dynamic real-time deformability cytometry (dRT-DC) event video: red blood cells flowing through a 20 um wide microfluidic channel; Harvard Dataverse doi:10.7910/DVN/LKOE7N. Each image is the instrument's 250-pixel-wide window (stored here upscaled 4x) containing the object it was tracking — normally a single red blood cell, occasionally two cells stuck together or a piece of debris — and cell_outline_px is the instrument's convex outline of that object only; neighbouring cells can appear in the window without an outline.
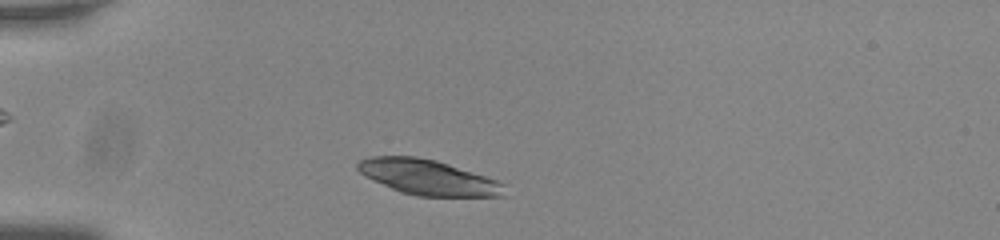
{"species": "common noctule bat (a hibernating species)", "species_latin": "Nyctalus noctula", "temperature_condition": "room temperature", "stored_images_in_passage": 43, "camera_frame_rate_fps": 3000, "um_per_image_px": 0.085, "animal": {"sex": "male", "body_mass_g": 20.0, "forearm_length_mm": 53.3}, "frame": {"image": 1, "passage_image": 4, "time_ms": 1.0, "image_size_px": [1000, 240], "cell_outline_px": [[504, 196], [416, 196], [400, 192], [364, 176], [356, 168], [356, 164], [360, 160], [372, 156], [416, 156], [436, 160], [496, 180], [504, 184]], "centroid_in_image_um": [36.33, 15.07], "position_along_channel_um": 48.7, "area_um2": 29.82}}